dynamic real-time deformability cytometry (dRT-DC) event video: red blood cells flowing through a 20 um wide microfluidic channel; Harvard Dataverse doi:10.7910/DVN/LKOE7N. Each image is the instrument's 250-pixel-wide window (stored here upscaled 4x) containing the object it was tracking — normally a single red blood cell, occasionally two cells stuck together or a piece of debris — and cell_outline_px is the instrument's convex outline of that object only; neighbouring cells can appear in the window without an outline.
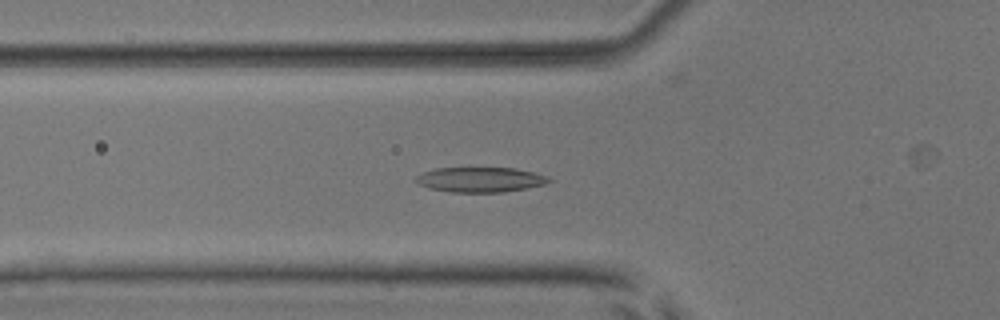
{"species": "common noctule bat (a hibernating species)", "species_latin": "Nyctalus noctula", "temperature_condition": "room temperature", "stored_images_in_passage": 29, "camera_frame_rate_fps": 3000, "um_per_image_px": 0.085, "animal": {"sex": "male", "body_mass_g": 17.9, "forearm_length_mm": 54.2}, "frame": {"image": 1, "passage_image": 20, "time_ms": 6.333, "image_size_px": [1000, 320], "cell_outline_px": [[552, 180], [544, 184], [504, 192], [452, 192], [428, 188], [412, 180], [416, 176], [424, 172], [436, 168], [516, 168], [536, 172], [548, 176]], "centroid_in_image_um": [40.82, 15.26], "position_along_channel_um": 85.0, "area_um2": 19.36}}
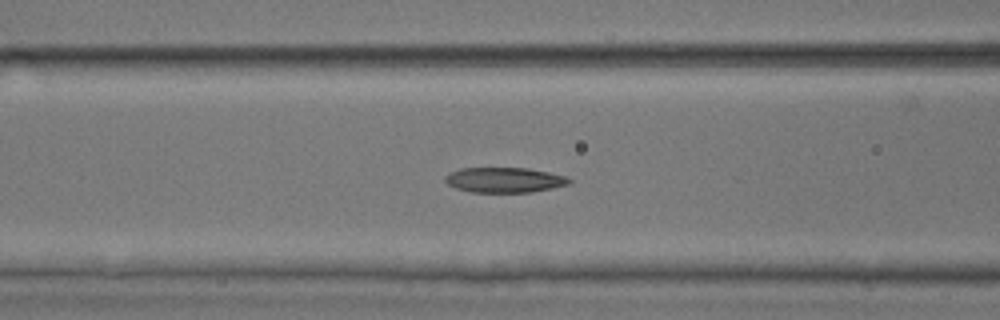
{"frame": {"image": 2, "passage_image": 23, "time_ms": 7.333, "image_size_px": [1000, 320], "cell_outline_px": [[572, 180], [568, 184], [552, 188], [532, 192], [468, 192], [456, 188], [448, 184], [444, 180], [444, 176], [448, 172], [460, 168], [528, 168], [568, 176]], "centroid_in_image_um": [42.85, 15.29], "position_along_channel_um": 123.7, "area_um2": 18.32}}
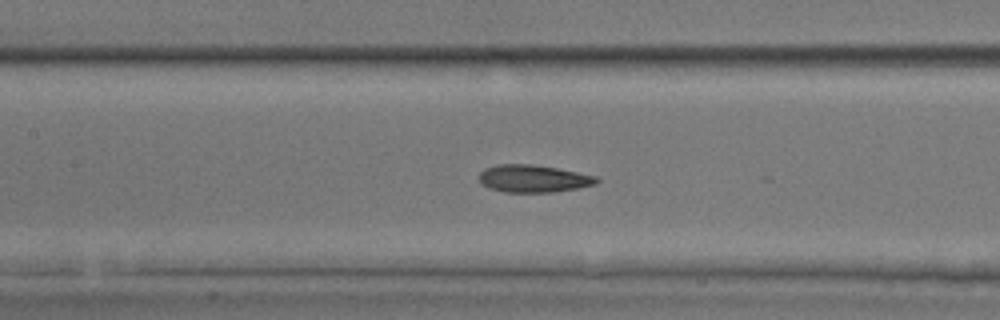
{"frame": {"image": 3, "passage_image": 26, "time_ms": 8.333, "image_size_px": [1000, 320], "cell_outline_px": [[600, 180], [596, 184], [576, 188], [552, 192], [504, 192], [488, 188], [480, 184], [480, 172], [484, 168], [496, 164], [532, 164], [556, 168], [596, 176]], "centroid_in_image_um": [45.29, 15.18], "position_along_channel_um": 162.1, "area_um2": 18.79}}